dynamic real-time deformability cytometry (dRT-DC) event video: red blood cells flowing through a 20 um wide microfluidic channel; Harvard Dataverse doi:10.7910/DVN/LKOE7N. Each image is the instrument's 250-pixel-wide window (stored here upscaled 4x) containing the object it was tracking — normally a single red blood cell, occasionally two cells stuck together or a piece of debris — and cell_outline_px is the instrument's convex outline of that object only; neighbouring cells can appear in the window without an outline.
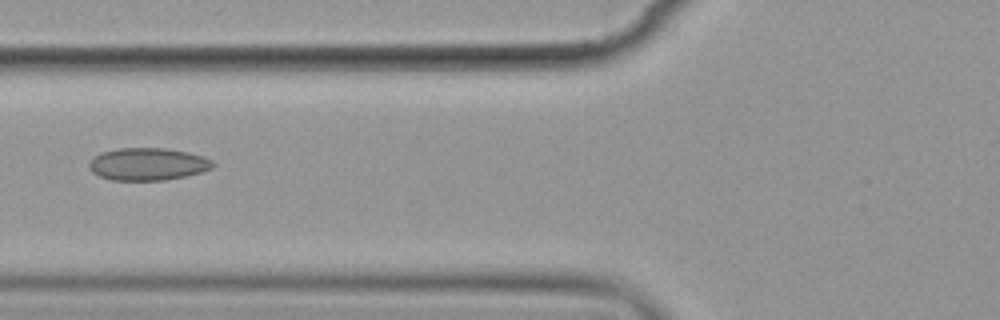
{"species": "common noctule bat (a hibernating species)", "species_latin": "Nyctalus noctula", "temperature_condition": "cold", "stored_images_in_passage": 8, "camera_frame_rate_fps": 3000, "um_per_image_px": 0.085, "animal": {"sex": "female", "body_mass_g": 19.9}, "frame": {"image": 1, "passage_image": 3, "time_ms": 2.333, "image_size_px": [1000, 320], "cell_outline_px": [[216, 164], [212, 168], [200, 172], [184, 176], [164, 180], [112, 180], [100, 176], [92, 172], [88, 168], [88, 164], [100, 152], [116, 148], [164, 148], [188, 152], [204, 156], [212, 160]], "centroid_in_image_um": [12.56, 13.94], "position_along_channel_um": 113.2, "area_um2": 23.41}}
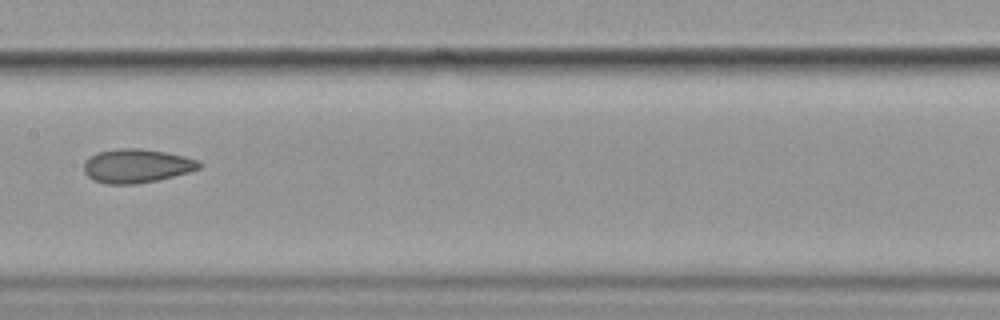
{"frame": {"image": 2, "passage_image": 5, "time_ms": 4.667, "image_size_px": [1000, 320], "cell_outline_px": [[204, 164], [200, 168], [188, 172], [156, 180], [136, 184], [104, 184], [92, 180], [84, 172], [84, 160], [96, 152], [120, 148], [140, 148], [164, 152], [184, 156], [196, 160]], "centroid_in_image_um": [11.57, 14.1], "position_along_channel_um": 195.8, "area_um2": 22.77}}
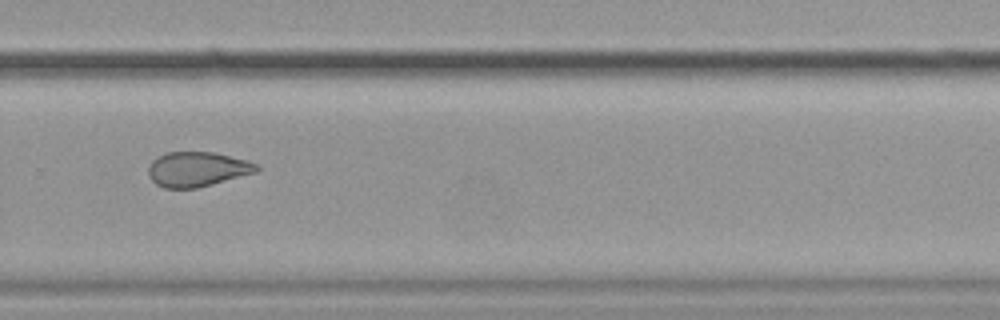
{"frame": {"image": 3, "passage_image": 8, "time_ms": 8.0, "image_size_px": [1000, 320], "cell_outline_px": [[260, 168], [256, 172], [212, 184], [196, 188], [164, 188], [156, 184], [148, 176], [148, 168], [152, 160], [156, 156], [168, 152], [212, 152], [248, 160], [260, 164]], "centroid_in_image_um": [16.76, 14.37], "position_along_channel_um": 313.0, "area_um2": 22.02}}